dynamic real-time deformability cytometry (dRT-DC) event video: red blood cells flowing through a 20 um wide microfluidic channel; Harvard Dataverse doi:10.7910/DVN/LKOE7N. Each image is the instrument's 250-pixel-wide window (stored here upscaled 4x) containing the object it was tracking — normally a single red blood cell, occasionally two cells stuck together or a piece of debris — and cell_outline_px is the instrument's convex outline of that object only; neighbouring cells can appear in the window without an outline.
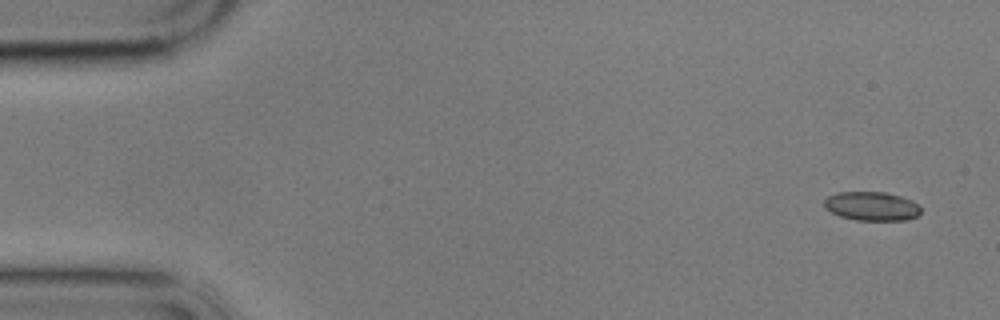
{"species": "common noctule bat (a hibernating species)", "species_latin": "Nyctalus noctula", "temperature_condition": "cold", "stored_images_in_passage": 5, "camera_frame_rate_fps": 3000, "um_per_image_px": 0.085, "animal": {"sex": "male", "body_mass_g": 17.9}, "frame": {"image": 1, "passage_image": 1, "time_ms": 0.0, "image_size_px": [1000, 320], "cell_outline_px": [[920, 212], [916, 216], [908, 220], [856, 220], [840, 216], [824, 208], [824, 200], [828, 196], [836, 192], [884, 192], [900, 196], [912, 200], [920, 208]], "centroid_in_image_um": [74.07, 17.52], "position_along_channel_um": 10.9, "area_um2": 16.24}}
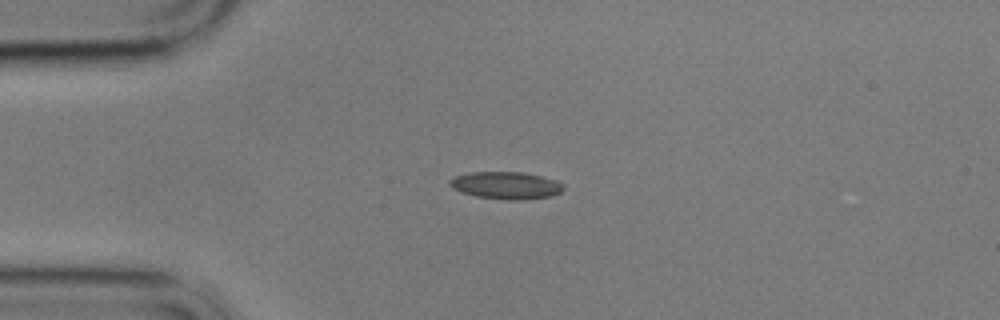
{"frame": {"image": 2, "passage_image": 4, "time_ms": 3.667, "image_size_px": [1000, 320], "cell_outline_px": [[564, 188], [560, 192], [552, 196], [520, 200], [508, 200], [476, 196], [460, 192], [452, 188], [448, 184], [448, 180], [456, 176], [468, 172], [524, 172], [556, 180], [564, 184]], "centroid_in_image_um": [42.99, 15.75], "position_along_channel_um": 42.0, "area_um2": 18.21}}